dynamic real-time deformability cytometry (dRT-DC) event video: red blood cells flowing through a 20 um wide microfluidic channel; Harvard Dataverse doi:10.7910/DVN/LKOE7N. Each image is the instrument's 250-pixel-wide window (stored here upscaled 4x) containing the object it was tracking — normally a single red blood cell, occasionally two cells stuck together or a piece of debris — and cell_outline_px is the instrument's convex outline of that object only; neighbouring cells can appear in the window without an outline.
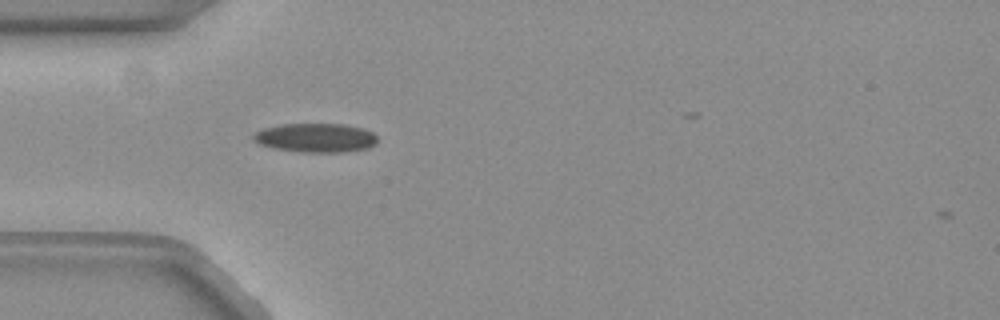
{"species": "common noctule bat (a hibernating species)", "species_latin": "Nyctalus noctula", "temperature_condition": "warm", "stored_images_in_passage": 2, "camera_frame_rate_fps": 3000, "um_per_image_px": 0.085, "animal": {"sex": "female", "body_mass_g": 19.3, "forearm_length_mm": 54.1}, "frame": {"image": 1, "passage_image": 1, "time_ms": 0.0, "image_size_px": [1000, 320], "cell_outline_px": [[376, 140], [372, 144], [364, 148], [340, 152], [304, 152], [276, 148], [260, 144], [252, 140], [252, 136], [256, 132], [264, 128], [280, 124], [344, 124], [360, 128], [372, 132], [376, 136]], "centroid_in_image_um": [26.77, 11.7], "position_along_channel_um": 58.2, "area_um2": 20.52}}